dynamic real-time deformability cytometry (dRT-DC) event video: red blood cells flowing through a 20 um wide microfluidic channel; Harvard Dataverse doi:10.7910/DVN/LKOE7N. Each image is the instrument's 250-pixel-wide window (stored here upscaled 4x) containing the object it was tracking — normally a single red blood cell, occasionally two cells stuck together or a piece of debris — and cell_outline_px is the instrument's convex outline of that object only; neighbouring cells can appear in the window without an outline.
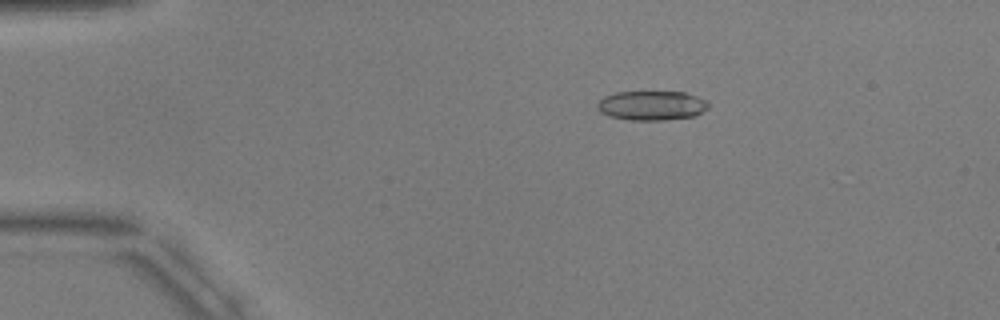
{"species": "common noctule bat (a hibernating species)", "species_latin": "Nyctalus noctula", "temperature_condition": "warm", "stored_images_in_passage": 2, "camera_frame_rate_fps": 3000, "um_per_image_px": 0.085, "animal": {"sex": "male", "body_mass_g": 17.9, "forearm_length_mm": 54.2}, "frame": {"image": 1, "passage_image": 1, "time_ms": 0.0, "image_size_px": [1000, 320], "cell_outline_px": [[708, 108], [696, 116], [664, 120], [632, 120], [608, 116], [600, 112], [596, 108], [596, 104], [604, 96], [616, 92], [684, 92], [708, 100]], "centroid_in_image_um": [55.39, 8.97], "position_along_channel_um": 29.6, "area_um2": 19.19}}